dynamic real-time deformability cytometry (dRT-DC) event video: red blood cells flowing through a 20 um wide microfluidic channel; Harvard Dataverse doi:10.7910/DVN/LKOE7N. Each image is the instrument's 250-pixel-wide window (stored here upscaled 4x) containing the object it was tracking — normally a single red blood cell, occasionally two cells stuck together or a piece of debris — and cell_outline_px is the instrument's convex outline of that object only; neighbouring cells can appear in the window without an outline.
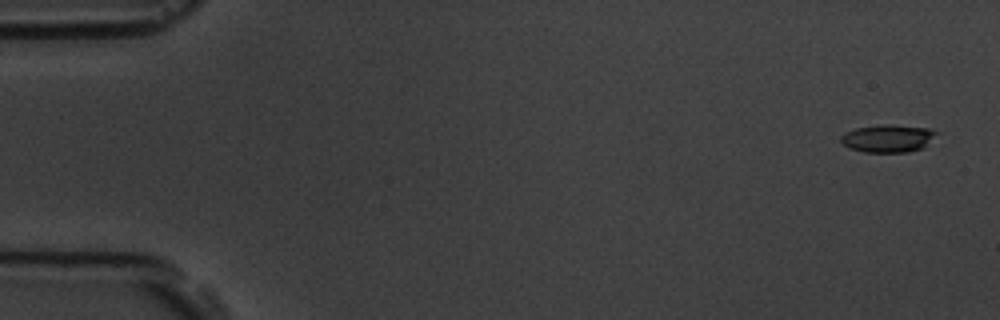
{"species": "common noctule bat (a hibernating species)", "species_latin": "Nyctalus noctula", "temperature_condition": "room temperature", "stored_images_in_passage": 7, "camera_frame_rate_fps": 3000, "um_per_image_px": 0.085, "animal": {"sex": "male", "body_mass_g": 19.5, "forearm_length_mm": 54.6}, "frame": {"image": 1, "passage_image": 1, "time_ms": 0.0, "image_size_px": [1000, 320], "cell_outline_px": [[940, 132], [924, 148], [908, 152], [864, 152], [848, 148], [840, 140], [840, 136], [844, 132], [856, 128], [888, 124], [892, 124], [928, 128]], "centroid_in_image_um": [75.5, 11.76], "position_along_channel_um": 9.5, "area_um2": 15.61}}
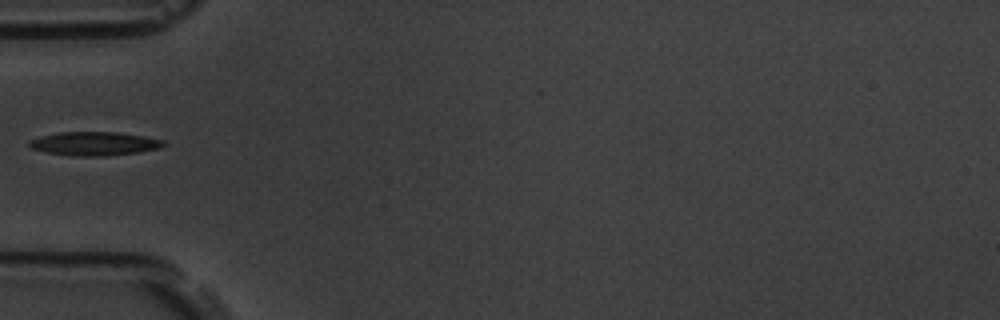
{"frame": {"image": 2, "passage_image": 6, "time_ms": 5.667, "image_size_px": [1000, 320], "cell_outline_px": [[168, 144], [160, 148], [136, 152], [108, 156], [72, 156], [48, 152], [32, 148], [28, 144], [28, 140], [40, 136], [56, 132], [116, 132], [144, 136], [164, 140]], "centroid_in_image_um": [8.03, 12.2], "position_along_channel_um": 77.0, "area_um2": 18.61}}
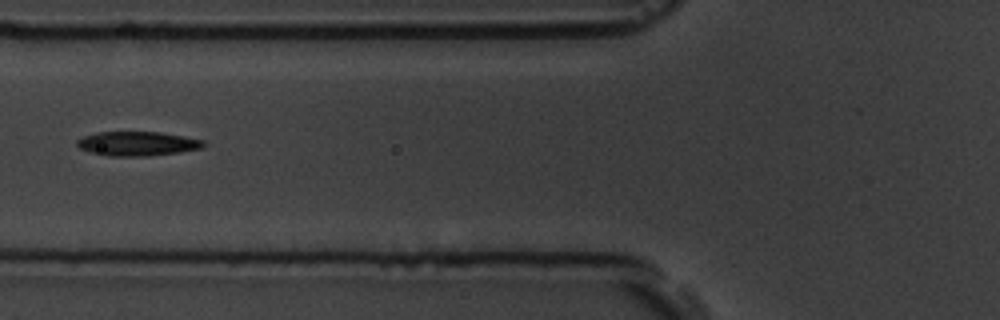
{"frame": {"image": 3, "passage_image": 7, "time_ms": 6.667, "image_size_px": [1000, 320], "cell_outline_px": [[208, 144], [200, 148], [180, 152], [148, 156], [108, 156], [92, 152], [80, 148], [76, 144], [76, 140], [84, 136], [96, 132], [160, 132], [184, 136], [204, 140]], "centroid_in_image_um": [11.7, 12.2], "position_along_channel_um": 114.1, "area_um2": 17.92}}